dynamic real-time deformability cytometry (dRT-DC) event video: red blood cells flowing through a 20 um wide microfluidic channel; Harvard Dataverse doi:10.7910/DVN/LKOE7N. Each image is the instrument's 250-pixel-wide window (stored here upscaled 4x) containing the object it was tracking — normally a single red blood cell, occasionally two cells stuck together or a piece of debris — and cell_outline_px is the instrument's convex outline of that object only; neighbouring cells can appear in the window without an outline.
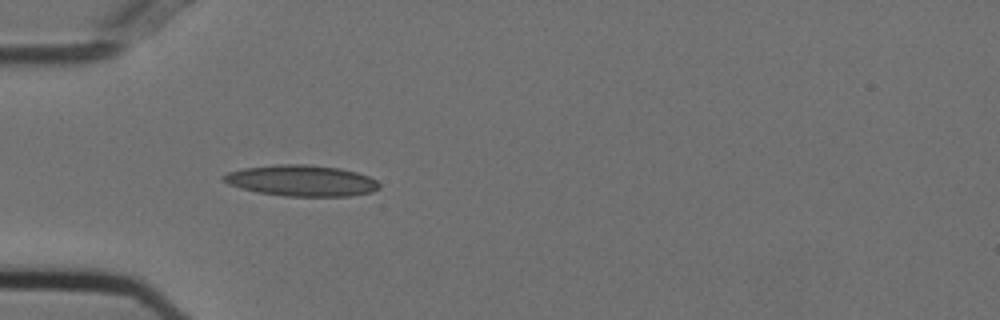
{"species": "Egyptian fruit bat (a non-hibernating species)", "species_latin": "Rousettus aegyptiacus", "temperature_condition": "cold", "stored_images_in_passage": 16, "camera_frame_rate_fps": 3000, "um_per_image_px": 0.085, "animal": {"sex": "female"}, "frame": {"image": 1, "passage_image": 5, "time_ms": 1.333, "image_size_px": [1000, 320], "cell_outline_px": [[380, 188], [372, 192], [348, 196], [284, 196], [256, 192], [240, 188], [228, 184], [220, 176], [228, 172], [244, 168], [280, 164], [304, 164], [340, 168], [356, 172], [368, 176], [376, 180], [380, 184]], "centroid_in_image_um": [25.62, 15.36], "position_along_channel_um": 59.4, "area_um2": 28.21}}